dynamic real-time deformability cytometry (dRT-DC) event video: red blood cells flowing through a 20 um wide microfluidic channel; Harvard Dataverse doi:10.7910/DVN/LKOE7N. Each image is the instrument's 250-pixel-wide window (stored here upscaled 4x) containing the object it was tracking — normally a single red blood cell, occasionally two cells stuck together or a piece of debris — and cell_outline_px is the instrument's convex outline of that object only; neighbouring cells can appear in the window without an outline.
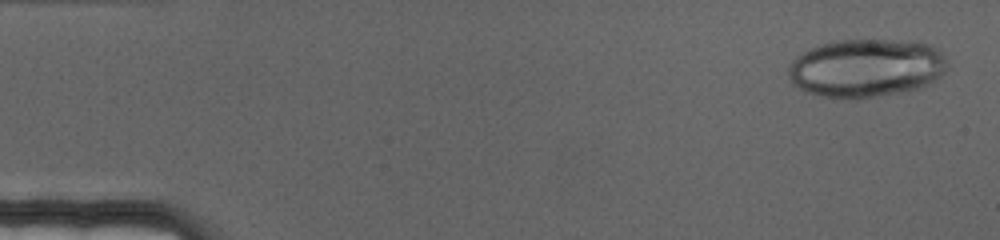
{"species": "human", "species_latin": "Homo sapiens", "temperature_condition": "cold", "stored_images_in_passage": 60, "camera_frame_rate_fps": 3000, "um_per_image_px": 0.085, "donor": {"sex": "female"}, "frame": {"image": 1, "passage_image": 3, "time_ms": 0.667, "image_size_px": [1000, 240], "cell_outline_px": [[948, 68], [936, 80], [920, 88], [860, 100], [856, 100], [820, 96], [804, 92], [792, 84], [788, 76], [788, 68], [792, 60], [796, 56], [820, 44], [832, 40], [920, 40], [936, 48], [944, 56], [948, 64]], "centroid_in_image_um": [73.62, 5.79], "position_along_channel_um": 11.4, "area_um2": 54.97}}
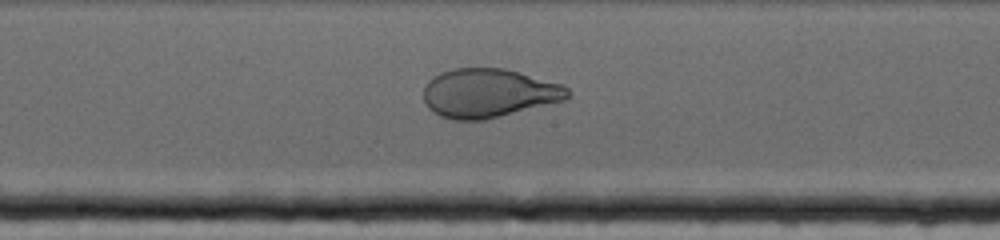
{"frame": {"image": 2, "passage_image": 37, "time_ms": 12.0, "image_size_px": [1000, 240], "cell_outline_px": [[568, 96], [564, 100], [484, 120], [452, 120], [440, 116], [432, 112], [424, 104], [424, 88], [428, 80], [440, 72], [452, 68], [504, 68], [520, 72], [564, 84], [568, 88]], "centroid_in_image_um": [41.5, 7.91], "position_along_channel_um": 206.7, "area_um2": 41.21}}
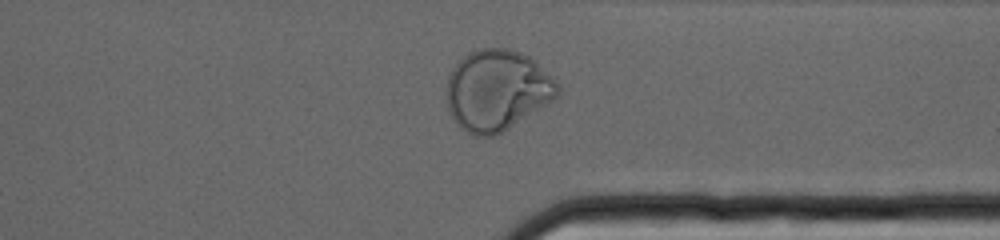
{"frame": {"image": 3, "passage_image": 54, "time_ms": 17.667, "image_size_px": [1000, 240], "cell_outline_px": [[560, 92], [552, 100], [496, 136], [472, 136], [460, 128], [456, 124], [448, 112], [448, 76], [452, 68], [468, 52], [480, 48], [504, 48], [520, 52], [536, 60], [560, 84]], "centroid_in_image_um": [42.25, 7.67], "position_along_channel_um": 369.1, "area_um2": 52.37}}